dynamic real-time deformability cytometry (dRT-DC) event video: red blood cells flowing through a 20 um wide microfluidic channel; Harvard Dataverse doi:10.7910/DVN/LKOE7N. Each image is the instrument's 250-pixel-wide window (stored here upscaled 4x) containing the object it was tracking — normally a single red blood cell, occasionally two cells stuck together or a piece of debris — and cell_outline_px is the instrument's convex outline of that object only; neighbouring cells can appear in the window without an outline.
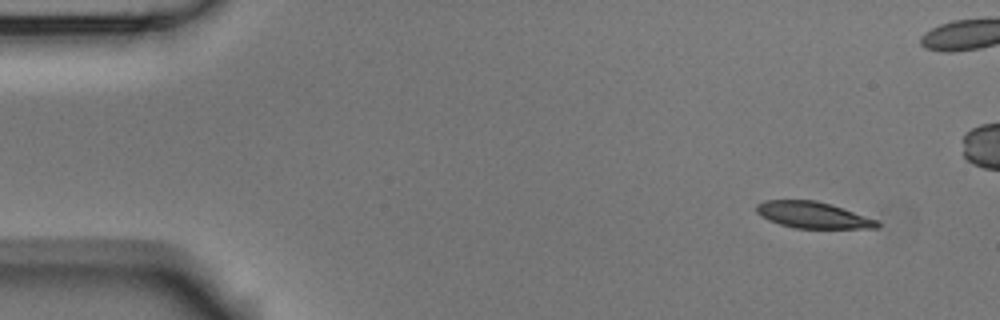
{"species": "Egyptian fruit bat (a non-hibernating species)", "species_latin": "Rousettus aegyptiacus", "temperature_condition": "room temperature", "stored_images_in_passage": 5, "camera_frame_rate_fps": 3000, "um_per_image_px": 0.085, "animal": {"sex": "male"}, "frame": {"image": 1, "passage_image": 1, "time_ms": 0.0, "image_size_px": [1000, 320], "cell_outline_px": [[880, 228], [792, 228], [768, 220], [760, 216], [756, 212], [756, 204], [764, 200], [816, 200], [876, 220], [880, 224]], "centroid_in_image_um": [69.01, 18.28], "position_along_channel_um": 16.0, "area_um2": 18.32}}